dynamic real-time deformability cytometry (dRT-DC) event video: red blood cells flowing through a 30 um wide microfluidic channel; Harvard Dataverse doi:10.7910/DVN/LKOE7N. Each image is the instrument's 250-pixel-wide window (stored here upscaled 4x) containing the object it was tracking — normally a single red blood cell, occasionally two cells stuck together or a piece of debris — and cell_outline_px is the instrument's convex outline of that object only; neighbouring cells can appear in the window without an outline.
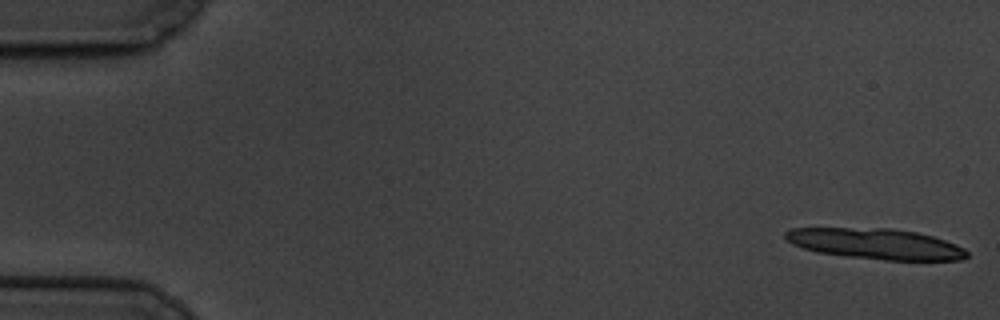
{"species": "common noctule bat (a hibernating species)", "species_latin": "Nyctalus noctula", "temperature_condition": "cold", "stored_images_in_passage": 6, "camera_frame_rate_fps": 3000, "um_per_image_px": 0.085, "animal": {"sex": "male", "body_mass_g": 19.5, "forearm_length_mm": 54.6}, "frame": {"image": 1, "passage_image": 1, "time_ms": 0.0, "image_size_px": [1000, 320], "cell_outline_px": [[968, 256], [964, 260], [884, 260], [848, 256], [816, 252], [792, 244], [784, 236], [784, 232], [792, 228], [892, 228], [916, 232], [932, 236], [956, 244], [964, 248], [968, 252]], "centroid_in_image_um": [74.45, 20.72], "position_along_channel_um": 10.5, "area_um2": 32.43}}
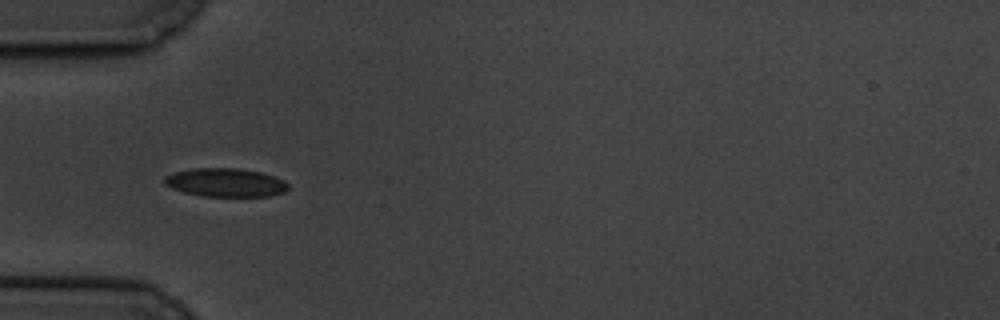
{"frame": {"image": 2, "passage_image": 6, "time_ms": 6.0, "image_size_px": [1000, 320], "cell_outline_px": [[288, 188], [284, 192], [268, 196], [200, 196], [184, 192], [172, 188], [164, 184], [164, 176], [176, 172], [192, 168], [236, 168], [260, 172], [284, 180], [288, 184]], "centroid_in_image_um": [19.15, 15.51], "position_along_channel_um": 65.9, "area_um2": 20.46}}